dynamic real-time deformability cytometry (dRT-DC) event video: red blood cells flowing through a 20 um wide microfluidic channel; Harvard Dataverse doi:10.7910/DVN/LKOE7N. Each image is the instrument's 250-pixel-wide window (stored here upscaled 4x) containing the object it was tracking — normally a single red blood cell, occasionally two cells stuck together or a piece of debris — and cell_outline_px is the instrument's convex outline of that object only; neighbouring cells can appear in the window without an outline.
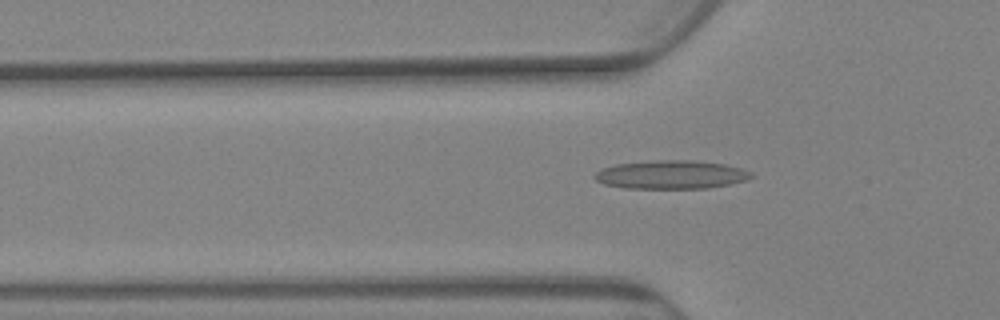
{"species": "Egyptian fruit bat (a non-hibernating species)", "species_latin": "Rousettus aegyptiacus", "temperature_condition": "warm", "stored_images_in_passage": 82, "camera_frame_rate_fps": 3000, "um_per_image_px": 0.085, "animal": {"sex": "female"}, "frame": {"image": 1, "passage_image": 27, "time_ms": 8.667, "image_size_px": [1000, 320], "cell_outline_px": [[756, 176], [744, 180], [728, 184], [708, 188], [624, 188], [604, 184], [596, 180], [592, 176], [596, 172], [604, 168], [616, 164], [652, 160], [692, 160], [724, 164], [740, 168], [752, 172]], "centroid_in_image_um": [57.04, 14.84], "position_along_channel_um": 68.8, "area_um2": 25.95}}
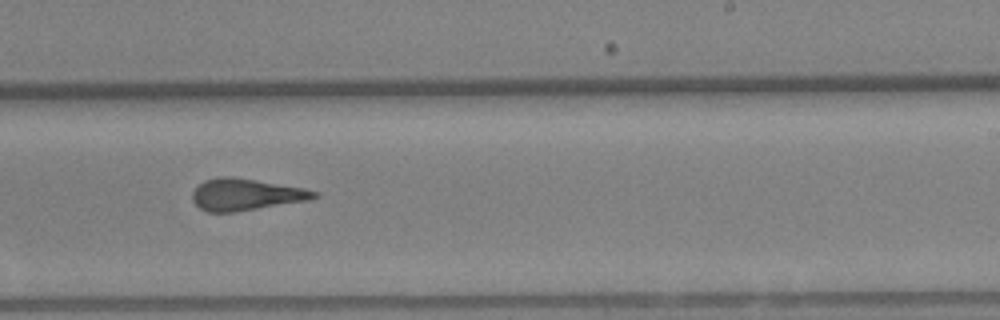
{"frame": {"image": 2, "passage_image": 51, "time_ms": 16.667, "image_size_px": [1000, 320], "cell_outline_px": [[320, 196], [308, 200], [236, 212], [208, 212], [200, 208], [192, 200], [192, 192], [204, 180], [220, 176], [232, 176], [304, 188], [320, 192]], "centroid_in_image_um": [20.9, 16.53], "position_along_channel_um": 268.1, "area_um2": 22.54}}
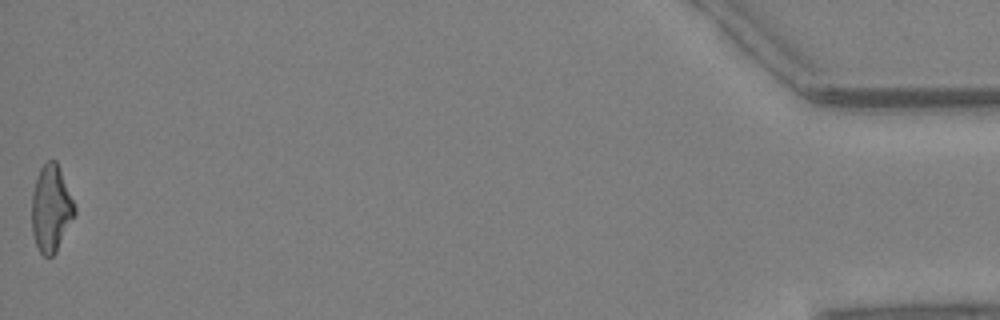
{"frame": {"image": 3, "passage_image": 82, "time_ms": 27.0, "image_size_px": [1000, 320], "cell_outline_px": [[76, 212], [56, 252], [52, 256], [44, 256], [40, 252], [36, 244], [32, 232], [32, 192], [36, 176], [40, 168], [48, 160], [56, 160], [76, 208]], "centroid_in_image_um": [4.32, 17.72], "position_along_channel_um": 430.9, "area_um2": 21.44}, "authors_computed_cell_mechanics": {"area_um2": 22.8599, "velocity_mm_per_s": 2.4964, "shape_relaxation_time_tau1_ms": null, "shape_relaxation_time_tau2_ms": 3.0483, "deformation_change_tau1": null, "deformation_change_tau2": 0.1466}}